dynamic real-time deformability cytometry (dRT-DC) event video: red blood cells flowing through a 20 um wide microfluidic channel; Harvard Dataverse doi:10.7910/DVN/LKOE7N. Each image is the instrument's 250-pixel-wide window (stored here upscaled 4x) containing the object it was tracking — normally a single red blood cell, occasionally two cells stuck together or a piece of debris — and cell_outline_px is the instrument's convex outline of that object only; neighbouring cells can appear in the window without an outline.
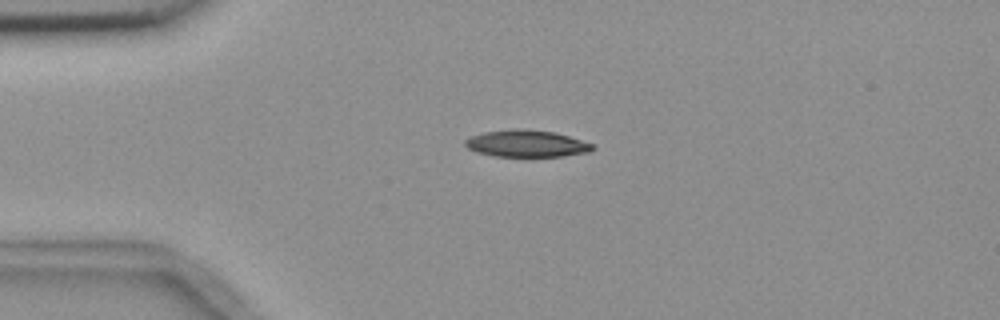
{"species": "common noctule bat (a hibernating species)", "species_latin": "Nyctalus noctula", "temperature_condition": "room temperature", "stored_images_in_passage": 4, "camera_frame_rate_fps": 3000, "um_per_image_px": 0.085, "animal": {"sex": "female", "body_mass_g": 18.4}, "frame": {"image": 1, "passage_image": 3, "time_ms": 2.333, "image_size_px": [1000, 320], "cell_outline_px": [[596, 148], [588, 152], [560, 156], [492, 156], [476, 152], [468, 148], [464, 144], [464, 140], [472, 136], [484, 132], [516, 128], [524, 128], [556, 132], [596, 144]], "centroid_in_image_um": [44.78, 12.19], "position_along_channel_um": 40.2, "area_um2": 20.17}}